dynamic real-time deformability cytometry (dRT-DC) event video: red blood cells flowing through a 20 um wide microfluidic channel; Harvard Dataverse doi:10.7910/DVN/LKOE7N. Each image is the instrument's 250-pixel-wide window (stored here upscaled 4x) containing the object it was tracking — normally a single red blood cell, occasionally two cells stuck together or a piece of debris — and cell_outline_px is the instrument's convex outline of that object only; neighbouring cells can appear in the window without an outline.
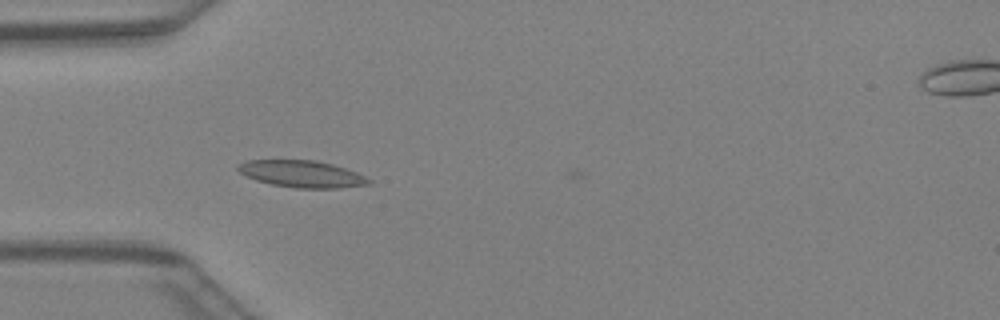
{"species": "Egyptian fruit bat (a non-hibernating species)", "species_latin": "Rousettus aegyptiacus", "temperature_condition": "warm", "stored_images_in_passage": 3, "camera_frame_rate_fps": 3000, "um_per_image_px": 0.085, "animal": {"sex": "female"}, "frame": {"image": 1, "passage_image": 2, "time_ms": 0.333, "image_size_px": [1000, 320], "cell_outline_px": [[372, 184], [340, 188], [296, 188], [272, 184], [256, 180], [244, 176], [236, 168], [236, 164], [248, 160], [316, 160], [332, 164], [356, 172], [372, 180]], "centroid_in_image_um": [25.64, 14.78], "position_along_channel_um": 59.4, "area_um2": 20.58}}